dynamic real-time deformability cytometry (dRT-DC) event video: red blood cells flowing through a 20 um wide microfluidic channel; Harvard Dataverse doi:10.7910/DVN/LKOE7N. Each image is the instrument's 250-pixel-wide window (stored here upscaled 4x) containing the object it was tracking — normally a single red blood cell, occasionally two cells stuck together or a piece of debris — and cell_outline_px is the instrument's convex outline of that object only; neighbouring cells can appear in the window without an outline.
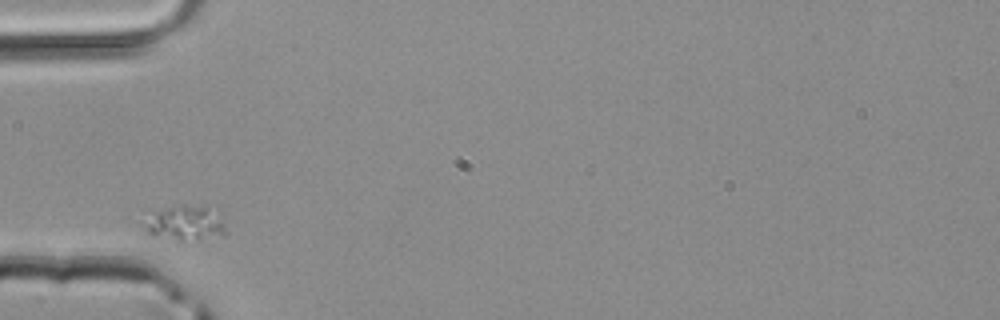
{"species": "common noctule bat (a hibernating species)", "species_latin": "Nyctalus noctula", "temperature_condition": "room temperature", "stored_images_in_passage": 1, "camera_frame_rate_fps": 3000, "um_per_image_px": 0.085, "animal": {"sex": "male", "body_mass_g": 20.4}, "frame": {"image": 1, "passage_image": 1, "time_ms": 0.0, "image_size_px": [1000, 320], "cell_outline_px": [[224, 236], [180, 244], [148, 232], [144, 224], [160, 212], [180, 204], [184, 204], [208, 208], [224, 224]], "centroid_in_image_um": [15.81, 19.07], "position_along_channel_um": 69.2, "area_um2": 16.07}}